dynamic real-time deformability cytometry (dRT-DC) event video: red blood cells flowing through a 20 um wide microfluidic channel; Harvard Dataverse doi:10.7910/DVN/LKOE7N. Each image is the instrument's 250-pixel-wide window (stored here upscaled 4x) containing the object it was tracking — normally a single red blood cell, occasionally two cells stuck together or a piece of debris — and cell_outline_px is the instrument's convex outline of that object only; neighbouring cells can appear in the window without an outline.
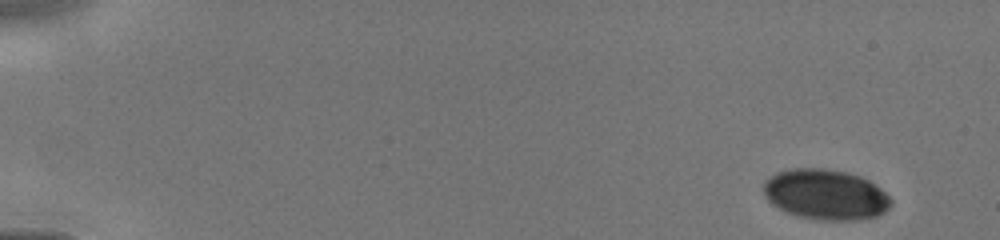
{"species": "human", "species_latin": "Homo sapiens", "temperature_condition": "cold", "stored_images_in_passage": 10, "camera_frame_rate_fps": 3000, "um_per_image_px": 0.085, "donor": {"sex": "male"}, "frame": {"image": 1, "passage_image": 1, "time_ms": 0.0, "image_size_px": [1000, 240], "cell_outline_px": [[892, 204], [884, 212], [876, 216], [860, 220], [816, 220], [796, 216], [772, 204], [768, 200], [764, 192], [764, 180], [776, 172], [792, 168], [824, 168], [848, 172], [860, 176], [868, 180], [880, 188], [892, 200]], "centroid_in_image_um": [70.17, 16.53], "position_along_channel_um": 14.8, "area_um2": 37.57}}
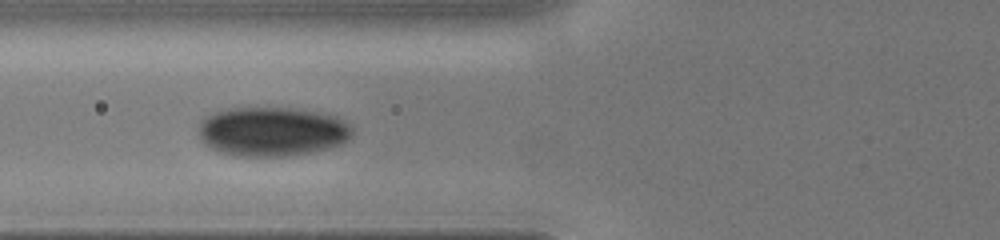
{"frame": {"image": 2, "passage_image": 9, "time_ms": 5.333, "image_size_px": [1000, 240], "cell_outline_px": [[352, 136], [348, 140], [340, 144], [328, 148], [312, 152], [288, 156], [236, 156], [220, 152], [204, 144], [200, 136], [200, 120], [204, 116], [212, 112], [228, 108], [292, 108], [320, 112], [336, 116], [352, 124]], "centroid_in_image_um": [23.14, 11.17], "position_along_channel_um": 102.7, "area_um2": 44.51}}
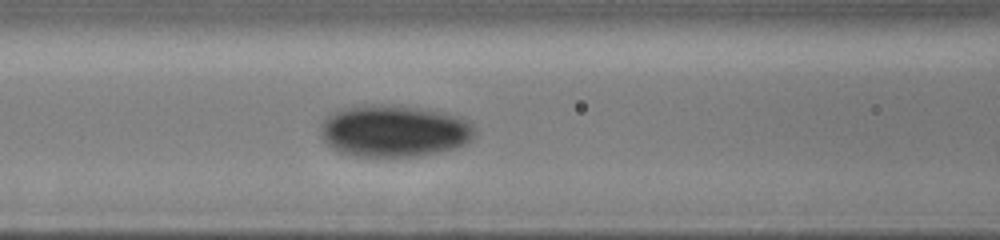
{"frame": {"image": 3, "passage_image": 10, "time_ms": 6.0, "image_size_px": [1000, 240], "cell_outline_px": [[476, 132], [472, 140], [456, 148], [420, 156], [356, 156], [336, 152], [324, 140], [320, 128], [324, 120], [328, 116], [344, 108], [364, 104], [372, 104], [420, 108], [456, 116], [468, 120], [476, 128]], "centroid_in_image_um": [33.51, 11.15], "position_along_channel_um": 133.1, "area_um2": 46.47}}